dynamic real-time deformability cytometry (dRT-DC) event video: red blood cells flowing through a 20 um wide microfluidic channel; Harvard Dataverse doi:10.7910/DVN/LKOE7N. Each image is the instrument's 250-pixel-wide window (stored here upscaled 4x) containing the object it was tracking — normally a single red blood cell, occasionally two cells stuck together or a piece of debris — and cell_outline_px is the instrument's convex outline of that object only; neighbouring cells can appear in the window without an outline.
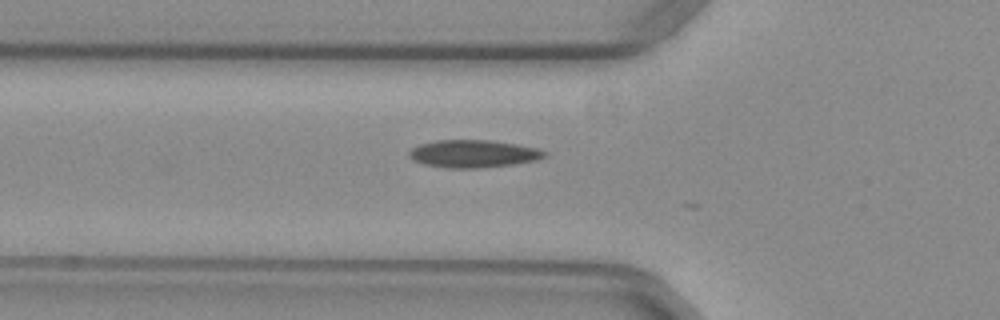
{"species": "common noctule bat (a hibernating species)", "species_latin": "Nyctalus noctula", "temperature_condition": "warm", "stored_images_in_passage": 5, "camera_frame_rate_fps": 3000, "um_per_image_px": 0.085, "animal": {"sex": "female", "body_mass_g": 29.2, "forearm_length_mm": 56.3}, "frame": {"image": 1, "passage_image": 2, "time_ms": 0.333, "image_size_px": [1000, 320], "cell_outline_px": [[548, 156], [536, 160], [512, 164], [480, 168], [448, 168], [424, 164], [412, 160], [408, 156], [408, 152], [412, 148], [420, 144], [436, 140], [492, 140], [516, 144], [536, 148], [548, 152]], "centroid_in_image_um": [40.23, 13.06], "position_along_channel_um": 85.6, "area_um2": 21.85}}